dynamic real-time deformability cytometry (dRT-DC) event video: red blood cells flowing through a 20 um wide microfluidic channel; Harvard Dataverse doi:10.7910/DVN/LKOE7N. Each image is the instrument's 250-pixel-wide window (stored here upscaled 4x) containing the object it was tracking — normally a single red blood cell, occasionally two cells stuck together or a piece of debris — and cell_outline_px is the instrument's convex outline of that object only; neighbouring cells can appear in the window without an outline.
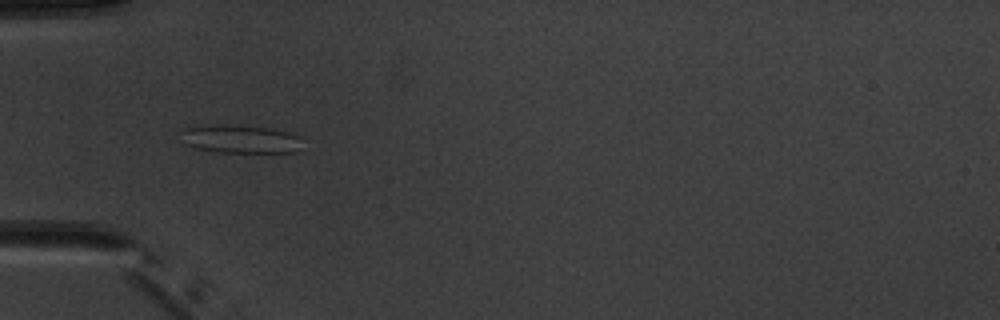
{"species": "common noctule bat (a hibernating species)", "species_latin": "Nyctalus noctula", "temperature_condition": "warm", "stored_images_in_passage": 7, "camera_frame_rate_fps": 3000, "um_per_image_px": 0.085, "animal": {"sex": "male", "body_mass_g": 20.1, "forearm_length_mm": 53.5}, "frame": {"image": 1, "passage_image": 5, "time_ms": 4.667, "image_size_px": [1000, 320], "cell_outline_px": [[300, 136], [296, 152], [220, 152], [196, 148], [184, 144], [176, 132], [184, 128], [216, 124], [228, 124], [268, 128], [288, 132]], "centroid_in_image_um": [20.3, 11.8], "position_along_channel_um": 64.7, "area_um2": 20.06}}
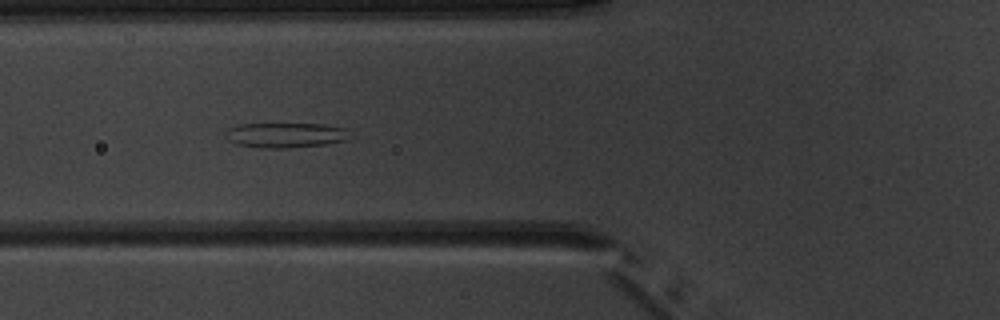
{"frame": {"image": 2, "passage_image": 6, "time_ms": 5.667, "image_size_px": [1000, 320], "cell_outline_px": [[348, 140], [324, 144], [288, 148], [260, 148], [236, 144], [228, 140], [228, 128], [240, 124], [324, 124], [348, 128]], "centroid_in_image_um": [24.3, 11.48], "position_along_channel_um": 101.5, "area_um2": 18.03}}